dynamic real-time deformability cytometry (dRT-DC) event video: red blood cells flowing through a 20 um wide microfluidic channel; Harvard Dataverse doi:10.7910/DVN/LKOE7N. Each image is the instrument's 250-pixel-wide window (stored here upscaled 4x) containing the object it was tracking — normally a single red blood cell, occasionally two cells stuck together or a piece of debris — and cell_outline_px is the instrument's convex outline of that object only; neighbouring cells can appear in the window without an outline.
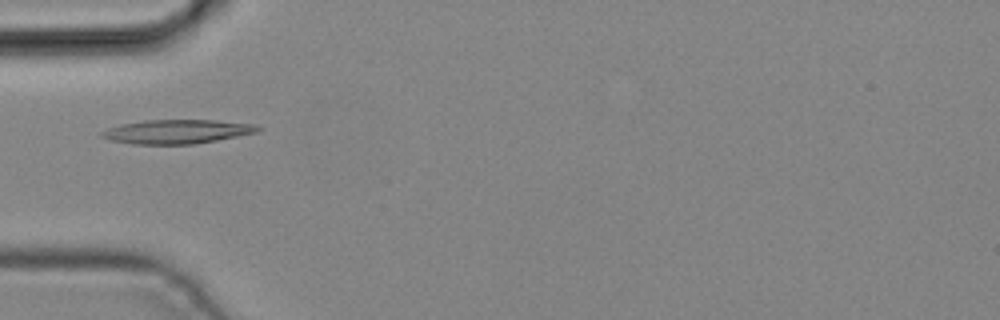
{"species": "common noctule bat (a hibernating species)", "species_latin": "Nyctalus noctula", "temperature_condition": "cold", "stored_images_in_passage": 1, "camera_frame_rate_fps": 3000, "um_per_image_px": 0.085, "animal": {"sex": "male", "body_mass_g": 19.2, "forearm_length_mm": 51.8}, "frame": {"image": 1, "passage_image": 1, "time_ms": 0.0, "image_size_px": [1000, 320], "cell_outline_px": [[264, 128], [256, 132], [196, 144], [132, 144], [112, 140], [100, 136], [100, 132], [108, 128], [120, 124], [144, 120], [212, 120], [256, 124]], "centroid_in_image_um": [15.04, 11.18], "position_along_channel_um": 70.0, "area_um2": 21.79}}